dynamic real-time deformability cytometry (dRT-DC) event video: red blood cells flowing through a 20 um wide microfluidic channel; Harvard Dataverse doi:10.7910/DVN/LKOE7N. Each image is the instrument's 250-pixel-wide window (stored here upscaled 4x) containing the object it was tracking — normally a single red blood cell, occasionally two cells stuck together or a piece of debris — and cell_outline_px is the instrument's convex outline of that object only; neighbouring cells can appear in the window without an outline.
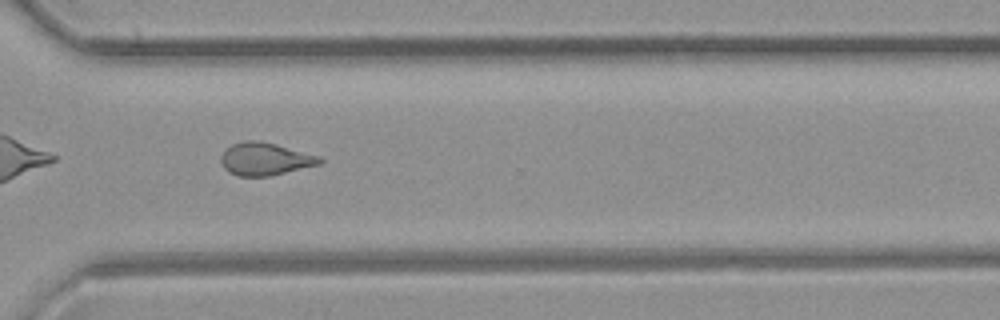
{"species": "common noctule bat (a hibernating species)", "species_latin": "Nyctalus noctula", "temperature_condition": "room temperature", "stored_images_in_passage": 49, "camera_frame_rate_fps": 3000, "um_per_image_px": 0.085, "animal": {"sex": "female", "body_mass_g": 21.9}, "frame": {"image": 1, "passage_image": 35, "time_ms": 11.333, "image_size_px": [1000, 320], "cell_outline_px": [[324, 160], [320, 164], [272, 176], [236, 176], [228, 172], [224, 168], [220, 160], [220, 156], [232, 144], [244, 140], [256, 140], [276, 144], [320, 156]], "centroid_in_image_um": [22.53, 13.52], "position_along_channel_um": 348.1, "area_um2": 18.9}}